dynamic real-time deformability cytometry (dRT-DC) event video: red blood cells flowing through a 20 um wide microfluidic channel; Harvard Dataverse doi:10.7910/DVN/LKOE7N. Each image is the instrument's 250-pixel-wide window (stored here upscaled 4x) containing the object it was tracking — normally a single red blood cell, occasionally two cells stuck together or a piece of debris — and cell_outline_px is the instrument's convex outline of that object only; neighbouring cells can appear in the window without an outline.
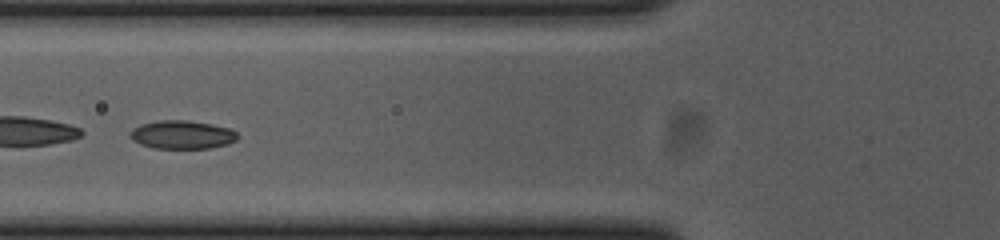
{"species": "common noctule bat (a hibernating species)", "species_latin": "Nyctalus noctula", "temperature_condition": "cold", "stored_images_in_passage": 33, "camera_frame_rate_fps": 3000, "um_per_image_px": 0.085, "animal": {"sex": "female", "body_mass_g": 23.0, "forearm_length_mm": 53.4}, "frame": {"image": 1, "passage_image": 6, "time_ms": 1.667, "image_size_px": [1000, 240], "cell_outline_px": [[236, 140], [228, 144], [212, 148], [152, 148], [140, 144], [132, 140], [128, 136], [132, 128], [140, 124], [160, 120], [188, 120], [212, 124], [228, 128], [236, 132]], "centroid_in_image_um": [15.43, 11.45], "position_along_channel_um": 110.4, "area_um2": 17.86}, "authors_computed_cell_mechanics": {"area_um2": 17.5712, "velocity_mm_per_s": 3.6624, "shape_relaxation_time_tau1_ms": 10.3908, "shape_relaxation_time_tau2_ms": 5.4709, "deformation_change_tau1": 0.1985, "deformation_change_tau2": 0.0843}}